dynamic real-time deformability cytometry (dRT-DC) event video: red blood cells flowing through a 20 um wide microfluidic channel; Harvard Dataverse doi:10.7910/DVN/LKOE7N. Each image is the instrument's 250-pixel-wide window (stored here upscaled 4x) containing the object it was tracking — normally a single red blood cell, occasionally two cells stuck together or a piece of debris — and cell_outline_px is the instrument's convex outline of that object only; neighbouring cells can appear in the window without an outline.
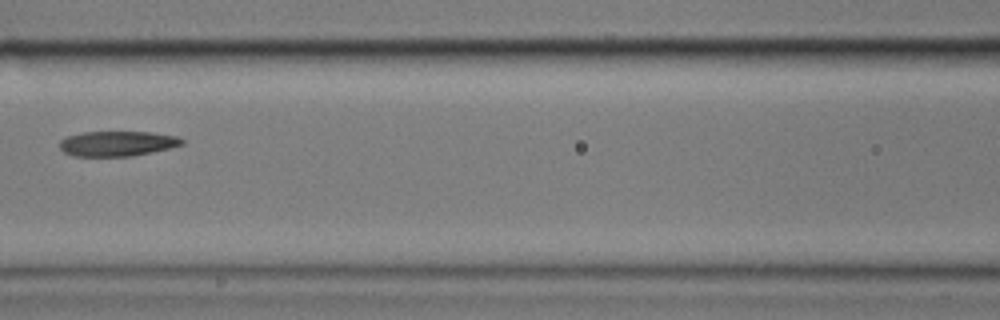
{"species": "common noctule bat (a hibernating species)", "species_latin": "Nyctalus noctula", "temperature_condition": "cold", "stored_images_in_passage": 15, "camera_frame_rate_fps": 3000, "um_per_image_px": 0.085, "animal": {"sex": "male", "body_mass_g": 17.9}, "frame": {"image": 1, "passage_image": 7, "time_ms": 8.0, "image_size_px": [1000, 320], "cell_outline_px": [[184, 144], [152, 152], [132, 156], [72, 156], [64, 152], [60, 148], [60, 140], [68, 136], [84, 132], [148, 132], [176, 136], [184, 140]], "centroid_in_image_um": [9.95, 12.21], "position_along_channel_um": 156.6, "area_um2": 17.74}}
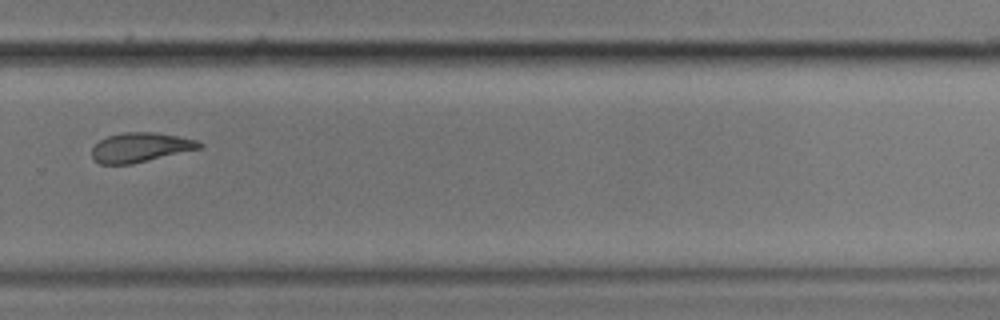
{"frame": {"image": 2, "passage_image": 11, "time_ms": 12.667, "image_size_px": [1000, 320], "cell_outline_px": [[204, 144], [200, 148], [132, 164], [100, 164], [92, 160], [92, 148], [100, 140], [108, 136], [124, 132], [156, 132], [196, 140]], "centroid_in_image_um": [11.89, 12.53], "position_along_channel_um": 317.9, "area_um2": 18.32}}